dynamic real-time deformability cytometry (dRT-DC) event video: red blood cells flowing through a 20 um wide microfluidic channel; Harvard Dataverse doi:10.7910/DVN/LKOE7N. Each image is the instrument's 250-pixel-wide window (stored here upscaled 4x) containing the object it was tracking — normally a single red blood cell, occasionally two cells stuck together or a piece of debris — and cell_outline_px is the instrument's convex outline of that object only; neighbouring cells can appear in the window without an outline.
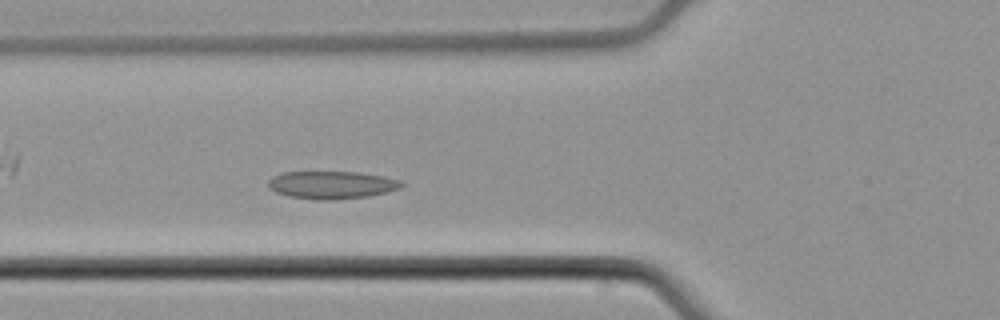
{"species": "common noctule bat (a hibernating species)", "species_latin": "Nyctalus noctula", "temperature_condition": "cold", "stored_images_in_passage": 51, "camera_frame_rate_fps": 3000, "um_per_image_px": 0.085, "animal": {"sex": "male", "body_mass_g": 21.5, "forearm_length_mm": 52.0}, "frame": {"image": 1, "passage_image": 15, "time_ms": 4.667, "image_size_px": [1000, 320], "cell_outline_px": [[404, 184], [400, 188], [368, 196], [336, 200], [316, 200], [288, 196], [276, 192], [268, 188], [268, 180], [272, 176], [284, 172], [360, 172], [400, 180]], "centroid_in_image_um": [28.15, 15.72], "position_along_channel_um": 97.7, "area_um2": 21.5}}
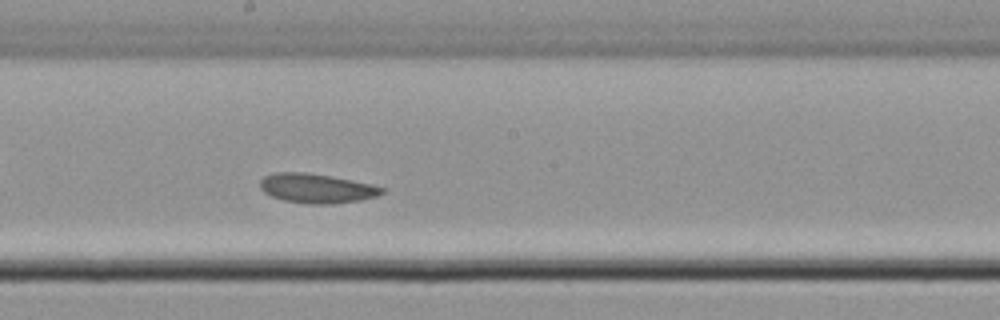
{"frame": {"image": 2, "passage_image": 25, "time_ms": 8.0, "image_size_px": [1000, 320], "cell_outline_px": [[384, 192], [376, 196], [360, 200], [332, 204], [308, 204], [284, 200], [272, 196], [264, 192], [260, 188], [260, 180], [264, 176], [276, 172], [304, 172], [328, 176], [372, 184], [384, 188]], "centroid_in_image_um": [26.89, 16.01], "position_along_channel_um": 221.3, "area_um2": 20.69}}
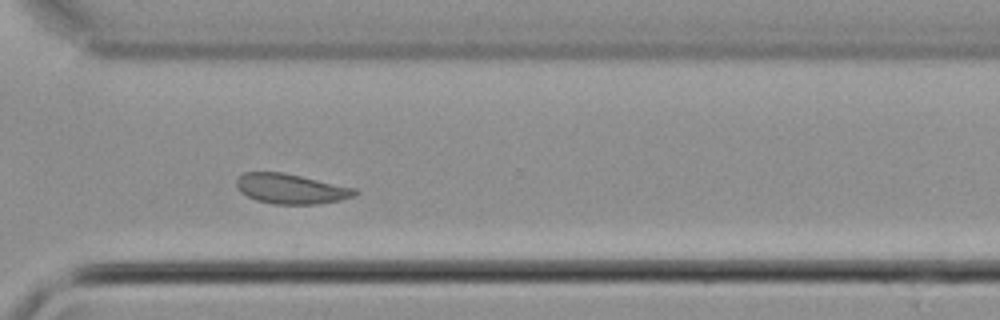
{"frame": {"image": 3, "passage_image": 35, "time_ms": 11.333, "image_size_px": [1000, 320], "cell_outline_px": [[360, 192], [352, 196], [340, 200], [316, 204], [272, 204], [256, 200], [240, 192], [236, 188], [236, 176], [244, 172], [284, 172], [356, 188]], "centroid_in_image_um": [24.69, 16.04], "position_along_channel_um": 345.9, "area_um2": 20.87}, "authors_computed_cell_mechanics": {"area_um2": 21.2704, "velocity_mm_per_s": 3.7125, "shape_relaxation_time_tau1_ms": null, "shape_relaxation_time_tau2_ms": 3.0001, "deformation_change_tau1": null, "deformation_change_tau2": 0.0443}}